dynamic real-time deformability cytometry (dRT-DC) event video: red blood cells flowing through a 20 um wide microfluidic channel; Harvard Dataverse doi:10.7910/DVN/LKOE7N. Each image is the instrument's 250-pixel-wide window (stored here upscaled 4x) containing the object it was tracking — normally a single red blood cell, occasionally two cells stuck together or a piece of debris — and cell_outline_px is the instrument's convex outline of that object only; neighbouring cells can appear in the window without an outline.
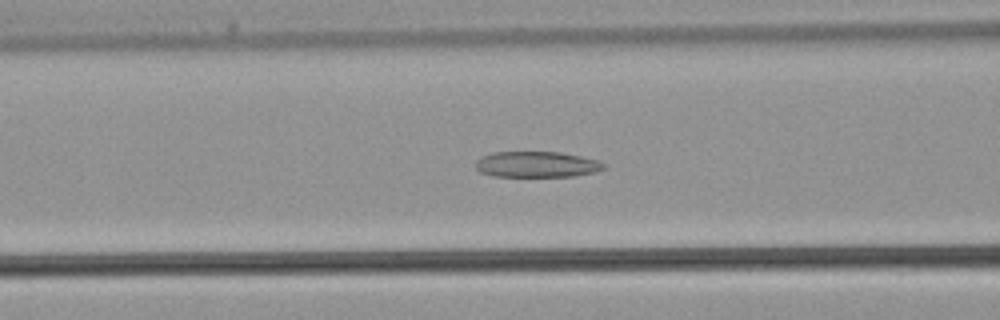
{"species": "common noctule bat (a hibernating species)", "species_latin": "Nyctalus noctula", "temperature_condition": "warm", "stored_images_in_passage": 25, "camera_frame_rate_fps": 3000, "um_per_image_px": 0.085, "animal": {"sex": "male", "body_mass_g": 21.5, "forearm_length_mm": 52.0}, "frame": {"image": 1, "passage_image": 4, "time_ms": 1.0, "image_size_px": [1000, 320], "cell_outline_px": [[604, 168], [596, 172], [572, 176], [492, 176], [480, 172], [476, 168], [476, 160], [492, 152], [560, 152], [580, 156], [596, 160], [604, 164]], "centroid_in_image_um": [45.6, 13.97], "position_along_channel_um": 121.0, "area_um2": 19.13}}
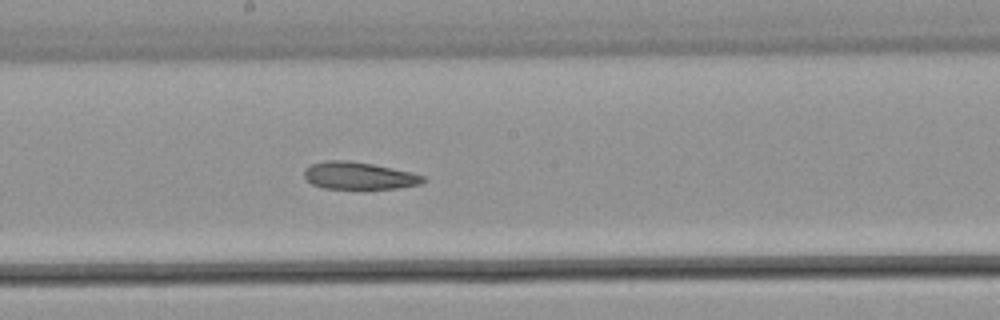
{"frame": {"image": 2, "passage_image": 10, "time_ms": 3.0, "image_size_px": [1000, 320], "cell_outline_px": [[428, 180], [420, 184], [396, 188], [324, 188], [312, 184], [304, 176], [304, 172], [312, 164], [324, 160], [344, 160], [372, 164], [412, 172], [424, 176]], "centroid_in_image_um": [30.54, 14.93], "position_along_channel_um": 217.7, "area_um2": 18.67}}
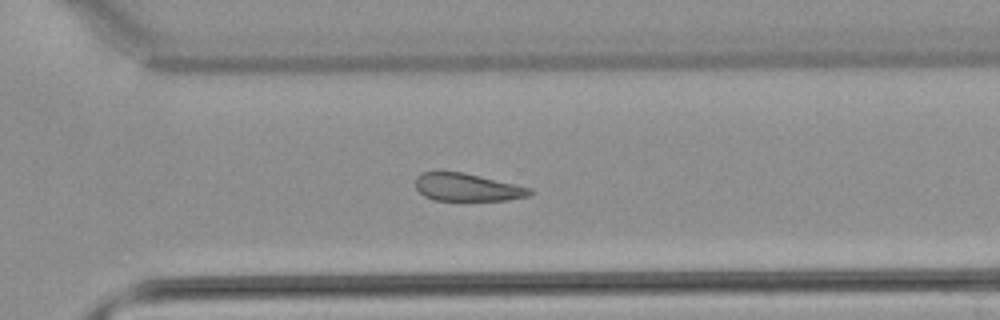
{"frame": {"image": 3, "passage_image": 17, "time_ms": 5.333, "image_size_px": [1000, 320], "cell_outline_px": [[532, 192], [528, 196], [508, 200], [436, 200], [424, 196], [416, 188], [416, 176], [420, 172], [464, 172], [532, 188]], "centroid_in_image_um": [39.71, 15.91], "position_along_channel_um": 330.9, "area_um2": 18.38}}